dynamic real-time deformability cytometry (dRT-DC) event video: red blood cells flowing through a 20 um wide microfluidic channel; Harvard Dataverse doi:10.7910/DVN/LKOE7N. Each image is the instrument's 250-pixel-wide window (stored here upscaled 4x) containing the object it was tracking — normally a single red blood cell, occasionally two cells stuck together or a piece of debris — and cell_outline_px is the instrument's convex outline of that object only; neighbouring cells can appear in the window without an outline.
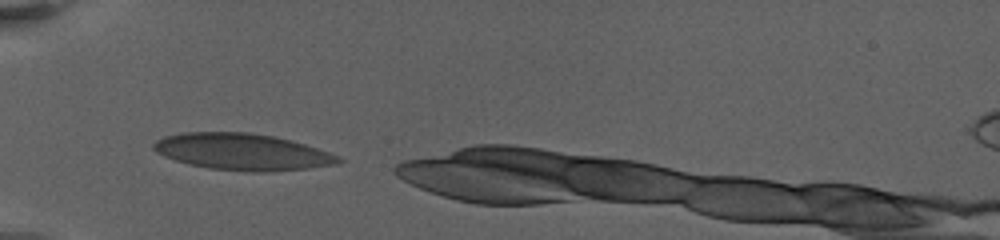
{"species": "human", "species_latin": "Homo sapiens", "temperature_condition": "warm", "stored_images_in_passage": 3, "camera_frame_rate_fps": 3000, "um_per_image_px": 0.085, "donor": {"sex": "female"}, "frame": {"image": 1, "passage_image": 1, "time_ms": 0.0, "image_size_px": [1000, 240], "cell_outline_px": [[344, 160], [336, 164], [308, 168], [264, 172], [244, 172], [208, 168], [188, 164], [164, 156], [156, 152], [152, 148], [152, 144], [156, 140], [164, 136], [180, 132], [248, 132], [272, 136], [292, 140], [340, 156]], "centroid_in_image_um": [20.56, 12.9], "position_along_channel_um": 64.4, "area_um2": 39.54}}
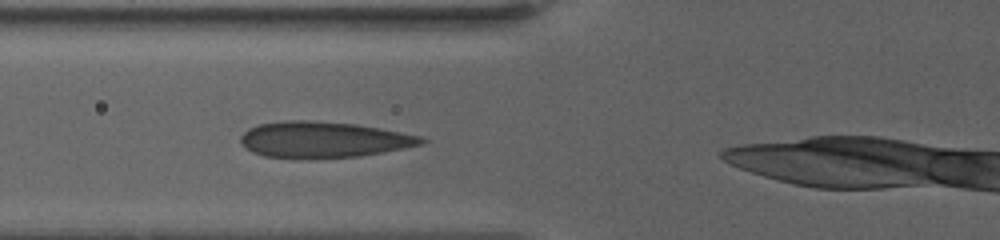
{"frame": {"image": 2, "passage_image": 3, "time_ms": 1.333, "image_size_px": [1000, 240], "cell_outline_px": [[428, 140], [424, 144], [384, 152], [360, 156], [308, 160], [296, 160], [264, 156], [252, 152], [240, 144], [240, 136], [248, 128], [260, 124], [284, 120], [308, 120], [356, 124], [380, 128], [420, 136]], "centroid_in_image_um": [27.45, 11.89], "position_along_channel_um": 98.4, "area_um2": 38.73}}